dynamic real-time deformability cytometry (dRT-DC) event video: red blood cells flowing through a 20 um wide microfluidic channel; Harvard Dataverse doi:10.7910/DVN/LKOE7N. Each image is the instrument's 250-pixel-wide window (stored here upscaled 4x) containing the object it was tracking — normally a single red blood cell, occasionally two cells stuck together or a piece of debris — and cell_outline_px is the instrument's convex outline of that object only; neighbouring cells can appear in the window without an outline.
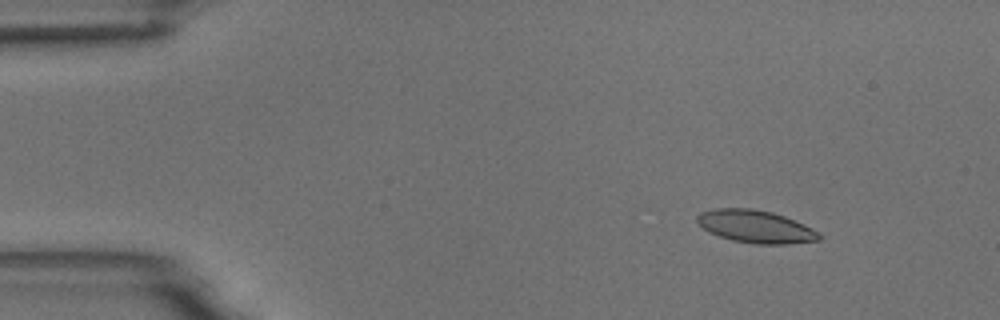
{"species": "common noctule bat (a hibernating species)", "species_latin": "Nyctalus noctula", "temperature_condition": "room temperature", "stored_images_in_passage": 7, "camera_frame_rate_fps": 3000, "um_per_image_px": 0.085, "animal": {"sex": "male", "body_mass_g": 18.8}, "frame": {"image": 1, "passage_image": 2, "time_ms": 1.333, "image_size_px": [1000, 320], "cell_outline_px": [[824, 236], [820, 240], [788, 244], [756, 244], [732, 240], [708, 232], [696, 220], [696, 216], [700, 212], [716, 208], [752, 208], [772, 212], [784, 216], [804, 224], [812, 228]], "centroid_in_image_um": [64.25, 19.26], "position_along_channel_um": 20.8, "area_um2": 23.29}}
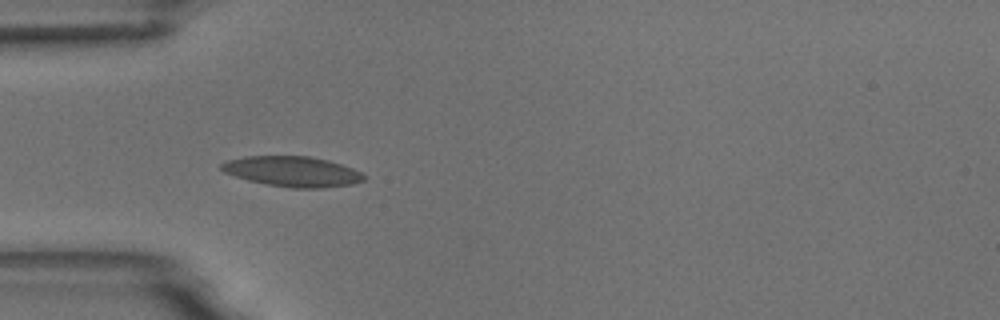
{"frame": {"image": 2, "passage_image": 5, "time_ms": 4.667, "image_size_px": [1000, 320], "cell_outline_px": [[364, 180], [352, 184], [324, 188], [292, 188], [268, 184], [248, 180], [224, 172], [220, 168], [220, 164], [228, 160], [244, 156], [308, 156], [328, 160], [352, 168], [360, 172], [364, 176]], "centroid_in_image_um": [24.85, 14.57], "position_along_channel_um": 60.2, "area_um2": 24.97}}